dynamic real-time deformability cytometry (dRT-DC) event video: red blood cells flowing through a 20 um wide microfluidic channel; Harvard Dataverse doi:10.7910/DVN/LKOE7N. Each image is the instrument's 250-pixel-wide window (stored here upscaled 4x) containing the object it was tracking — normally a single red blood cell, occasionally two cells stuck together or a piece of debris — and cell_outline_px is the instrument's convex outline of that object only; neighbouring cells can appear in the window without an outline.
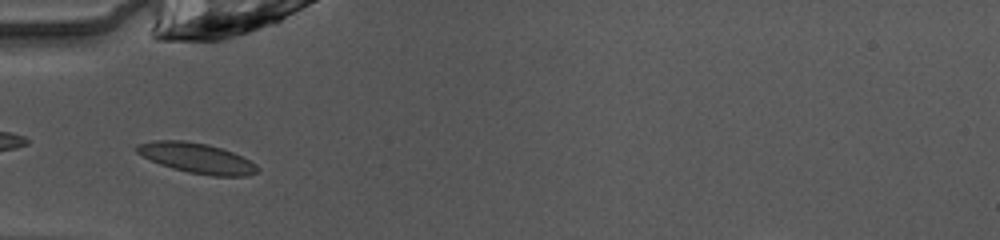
{"species": "common noctule bat (a hibernating species)", "species_latin": "Nyctalus noctula", "temperature_condition": "warm", "stored_images_in_passage": 31, "camera_frame_rate_fps": 3000, "um_per_image_px": 0.085, "animal": {"sex": "female", "body_mass_g": 10.0, "forearm_length_mm": 53.1}, "frame": {"image": 1, "passage_image": 1, "time_ms": 0.0, "image_size_px": [1000, 240], "cell_outline_px": [[260, 172], [248, 176], [212, 176], [188, 172], [172, 168], [160, 164], [136, 152], [136, 144], [156, 140], [184, 140], [208, 144], [232, 152], [256, 164], [260, 168]], "centroid_in_image_um": [16.75, 13.44], "position_along_channel_um": 68.2, "area_um2": 21.15}}
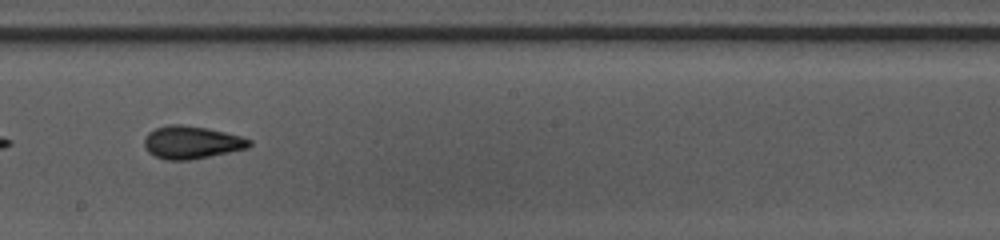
{"frame": {"image": 2, "passage_image": 13, "time_ms": 4.0, "image_size_px": [1000, 240], "cell_outline_px": [[252, 144], [248, 148], [192, 160], [164, 160], [148, 152], [144, 144], [144, 136], [148, 132], [156, 128], [168, 124], [180, 124], [208, 128], [240, 136], [252, 140]], "centroid_in_image_um": [16.27, 12.1], "position_along_channel_um": 231.9, "area_um2": 20.17}}
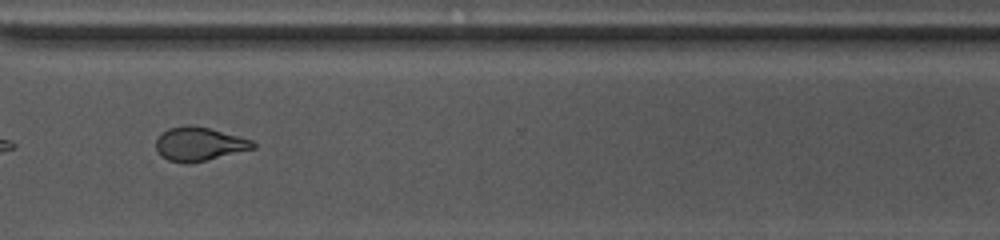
{"frame": {"image": 3, "passage_image": 22, "time_ms": 7.0, "image_size_px": [1000, 240], "cell_outline_px": [[256, 148], [208, 160], [168, 160], [160, 156], [156, 148], [156, 140], [168, 128], [188, 124], [208, 128], [252, 140], [256, 144]], "centroid_in_image_um": [16.96, 12.21], "position_along_channel_um": 353.6, "area_um2": 18.44}, "authors_computed_cell_mechanics": {"area_um2": 19.4786, "velocity_mm_per_s": 4.081, "shape_relaxation_time_tau1_ms": 7.0678, "shape_relaxation_time_tau2_ms": 1.7193, "deformation_change_tau1": 0.1914, "deformation_change_tau2": 0.086}}